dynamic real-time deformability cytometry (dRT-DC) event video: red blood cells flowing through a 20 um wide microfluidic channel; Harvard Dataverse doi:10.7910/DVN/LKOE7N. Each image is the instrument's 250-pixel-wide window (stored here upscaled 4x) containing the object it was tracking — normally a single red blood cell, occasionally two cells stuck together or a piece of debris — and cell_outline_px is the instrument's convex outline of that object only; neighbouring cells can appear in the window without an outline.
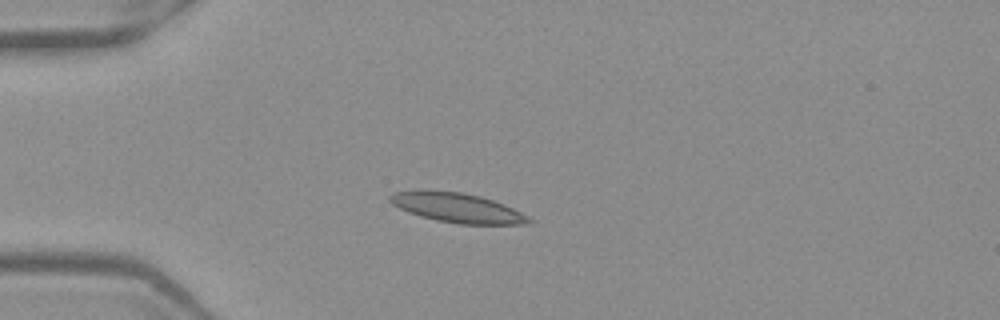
{"species": "Egyptian fruit bat (a non-hibernating species)", "species_latin": "Rousettus aegyptiacus", "temperature_condition": "warm", "stored_images_in_passage": 52, "camera_frame_rate_fps": 3000, "um_per_image_px": 0.085, "frame": {"image": 1, "passage_image": 14, "time_ms": 4.333, "image_size_px": [1000, 320], "cell_outline_px": [[536, 220], [532, 224], [460, 224], [436, 220], [420, 216], [408, 212], [392, 204], [388, 200], [388, 196], [392, 192], [420, 188], [460, 192], [480, 196], [504, 204]], "centroid_in_image_um": [38.82, 17.64], "position_along_channel_um": 46.2, "area_um2": 24.39}}
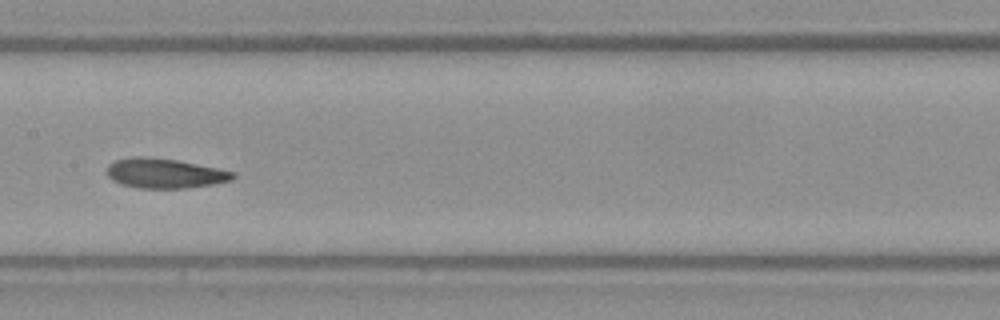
{"frame": {"image": 2, "passage_image": 27, "time_ms": 8.667, "image_size_px": [1000, 320], "cell_outline_px": [[236, 176], [232, 180], [212, 184], [184, 188], [136, 188], [120, 184], [112, 180], [108, 176], [108, 164], [116, 160], [132, 156], [152, 156], [176, 160], [220, 168], [236, 172]], "centroid_in_image_um": [14.01, 14.72], "position_along_channel_um": 193.4, "area_um2": 22.08}}
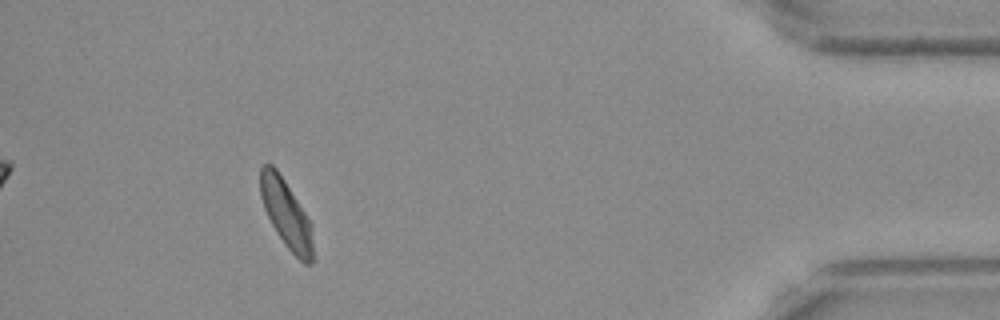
{"frame": {"image": 3, "passage_image": 48, "time_ms": 15.667, "image_size_px": [1000, 320], "cell_outline_px": [[312, 264], [304, 264], [284, 244], [276, 232], [264, 208], [260, 196], [260, 168], [264, 164], [272, 164], [276, 168], [284, 180], [312, 224]], "centroid_in_image_um": [24.31, 18.18], "position_along_channel_um": 410.9, "area_um2": 20.63}, "authors_computed_cell_mechanics": {"area_um2": 22.1374, "velocity_mm_per_s": 3.8972, "shape_relaxation_time_tau1_ms": null, "shape_relaxation_time_tau2_ms": 2.7135, "deformation_change_tau1": null, "deformation_change_tau2": 0.0981}}